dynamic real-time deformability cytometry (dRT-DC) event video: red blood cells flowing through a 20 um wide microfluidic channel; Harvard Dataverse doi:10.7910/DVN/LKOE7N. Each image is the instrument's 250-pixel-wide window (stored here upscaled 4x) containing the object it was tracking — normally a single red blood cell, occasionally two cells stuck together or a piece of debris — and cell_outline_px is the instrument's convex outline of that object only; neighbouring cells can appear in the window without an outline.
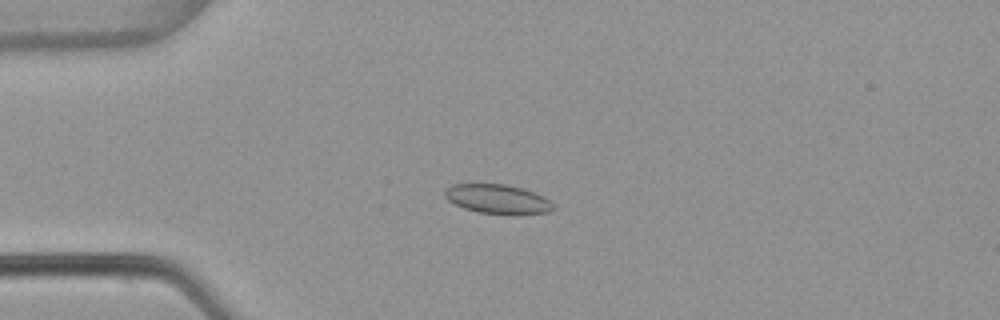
{"species": "common noctule bat (a hibernating species)", "species_latin": "Nyctalus noctula", "temperature_condition": "warm", "stored_images_in_passage": 3, "camera_frame_rate_fps": 3000, "um_per_image_px": 0.085, "animal": {"sex": "female", "body_mass_g": 22.7, "forearm_length_mm": 54.2}, "frame": {"image": 1, "passage_image": 3, "time_ms": 0.667, "image_size_px": [1000, 320], "cell_outline_px": [[556, 208], [548, 212], [520, 216], [508, 216], [476, 212], [464, 208], [448, 200], [444, 196], [444, 188], [452, 184], [504, 184], [524, 188], [544, 196]], "centroid_in_image_um": [42.32, 16.95], "position_along_channel_um": 42.7, "area_um2": 19.13}}